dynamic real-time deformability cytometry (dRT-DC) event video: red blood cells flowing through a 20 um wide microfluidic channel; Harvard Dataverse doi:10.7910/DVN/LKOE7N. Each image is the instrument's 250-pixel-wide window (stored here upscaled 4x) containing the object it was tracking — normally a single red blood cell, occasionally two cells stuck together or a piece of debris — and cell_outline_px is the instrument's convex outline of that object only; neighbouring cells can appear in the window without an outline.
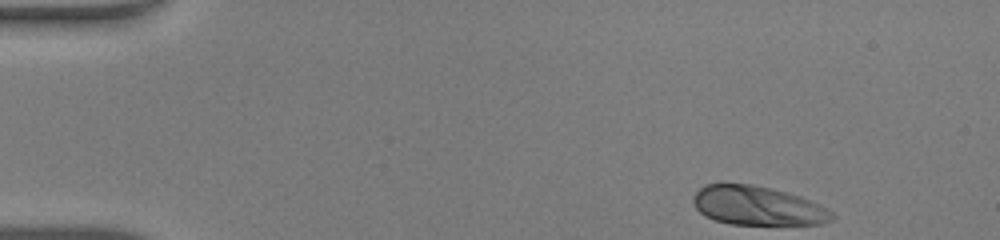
{"species": "human", "species_latin": "Homo sapiens", "temperature_condition": "warm", "stored_images_in_passage": 43, "camera_frame_rate_fps": 3000, "um_per_image_px": 0.085, "donor": {"sex": "male"}, "frame": {"image": 1, "passage_image": 1, "time_ms": 0.0, "image_size_px": [1000, 240], "cell_outline_px": [[836, 216], [832, 220], [824, 224], [732, 224], [716, 220], [704, 216], [696, 208], [692, 200], [692, 196], [704, 184], [752, 184], [772, 188], [788, 192], [800, 196], [820, 204], [832, 212]], "centroid_in_image_um": [64.41, 17.48], "position_along_channel_um": 20.6, "area_um2": 31.67}}
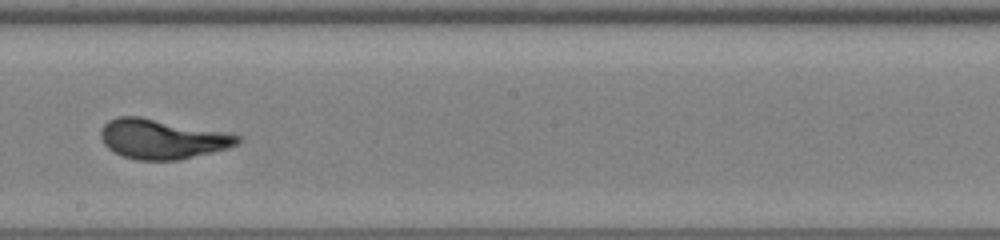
{"frame": {"image": 2, "passage_image": 23, "time_ms": 7.333, "image_size_px": [1000, 240], "cell_outline_px": [[244, 140], [228, 148], [176, 160], [136, 160], [124, 156], [108, 148], [104, 144], [100, 136], [100, 132], [104, 124], [108, 120], [120, 116], [140, 116], [224, 132], [240, 136]], "centroid_in_image_um": [13.75, 11.81], "position_along_channel_um": 234.4, "area_um2": 31.33}}
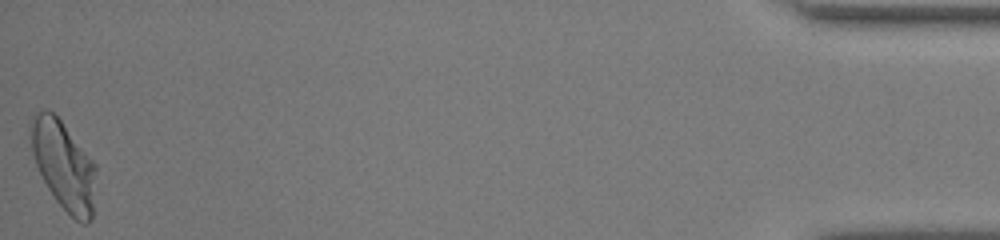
{"frame": {"image": 3, "passage_image": 43, "time_ms": 14.0, "image_size_px": [1000, 240], "cell_outline_px": [[96, 168], [92, 220], [88, 224], [80, 224], [56, 200], [48, 188], [36, 164], [32, 148], [32, 124], [36, 112], [44, 108], [52, 112], [60, 120], [96, 164]], "centroid_in_image_um": [5.45, 14.09], "position_along_channel_um": 429.7, "area_um2": 32.95}, "authors_computed_cell_mechanics": {"area_um2": 31.3276, "velocity_mm_per_s": 4.3297, "shape_relaxation_time_tau1_ms": 3.8315, "shape_relaxation_time_tau2_ms": null, "deformation_change_tau1": 0.2103, "deformation_change_tau2": null}}